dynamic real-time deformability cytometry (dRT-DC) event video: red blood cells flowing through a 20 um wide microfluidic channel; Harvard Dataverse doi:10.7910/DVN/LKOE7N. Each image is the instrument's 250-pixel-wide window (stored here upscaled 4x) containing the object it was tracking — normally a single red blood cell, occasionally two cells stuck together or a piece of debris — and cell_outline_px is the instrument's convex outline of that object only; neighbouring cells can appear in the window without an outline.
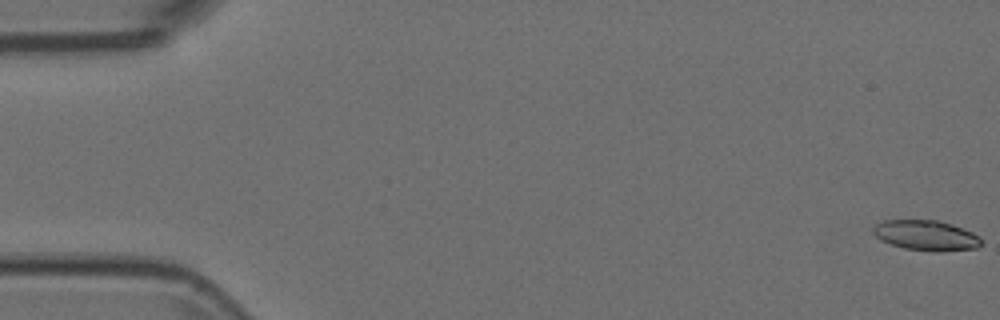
{"species": "Egyptian fruit bat (a non-hibernating species)", "species_latin": "Rousettus aegyptiacus", "temperature_condition": "room temperature", "stored_images_in_passage": 54, "camera_frame_rate_fps": 3000, "um_per_image_px": 0.085, "animal": {"sex": "female"}, "frame": {"image": 1, "passage_image": 1, "time_ms": 0.0, "image_size_px": [1000, 320], "cell_outline_px": [[984, 244], [976, 248], [940, 252], [932, 252], [904, 248], [880, 240], [872, 232], [872, 228], [876, 224], [884, 220], [936, 220], [952, 224], [972, 232], [980, 236], [984, 240]], "centroid_in_image_um": [78.76, 20.02], "position_along_channel_um": 6.2, "area_um2": 19.31}}
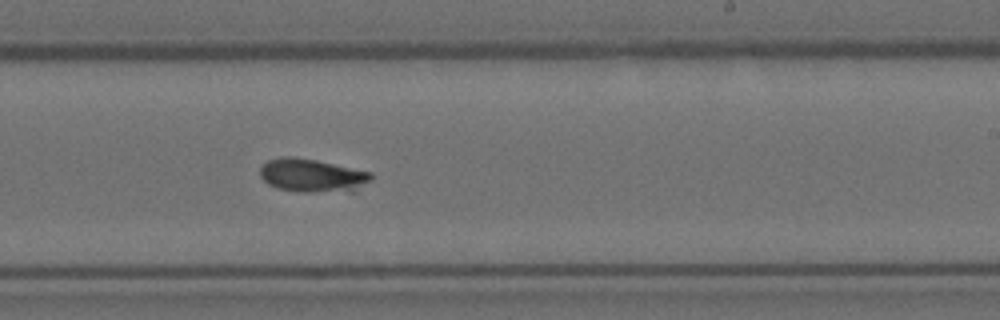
{"frame": {"image": 2, "passage_image": 33, "time_ms": 10.667, "image_size_px": [1000, 320], "cell_outline_px": [[372, 180], [356, 192], [300, 192], [276, 188], [268, 184], [260, 176], [260, 168], [268, 160], [280, 156], [292, 156], [316, 160], [372, 172]], "centroid_in_image_um": [26.58, 14.93], "position_along_channel_um": 262.4, "area_um2": 22.02}}
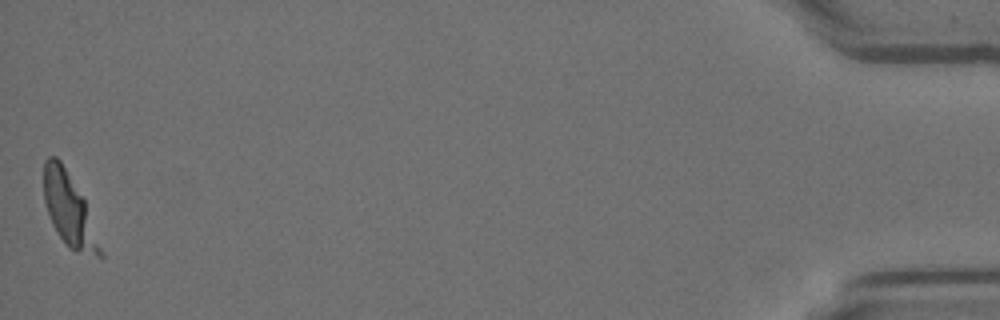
{"frame": {"image": 3, "passage_image": 54, "time_ms": 17.667, "image_size_px": [1000, 320], "cell_outline_px": [[104, 256], [100, 256], [76, 252], [68, 248], [52, 224], [44, 200], [44, 160], [48, 156], [56, 156], [60, 160], [84, 200]], "centroid_in_image_um": [5.83, 17.83], "position_along_channel_um": 429.4, "area_um2": 23.12}}